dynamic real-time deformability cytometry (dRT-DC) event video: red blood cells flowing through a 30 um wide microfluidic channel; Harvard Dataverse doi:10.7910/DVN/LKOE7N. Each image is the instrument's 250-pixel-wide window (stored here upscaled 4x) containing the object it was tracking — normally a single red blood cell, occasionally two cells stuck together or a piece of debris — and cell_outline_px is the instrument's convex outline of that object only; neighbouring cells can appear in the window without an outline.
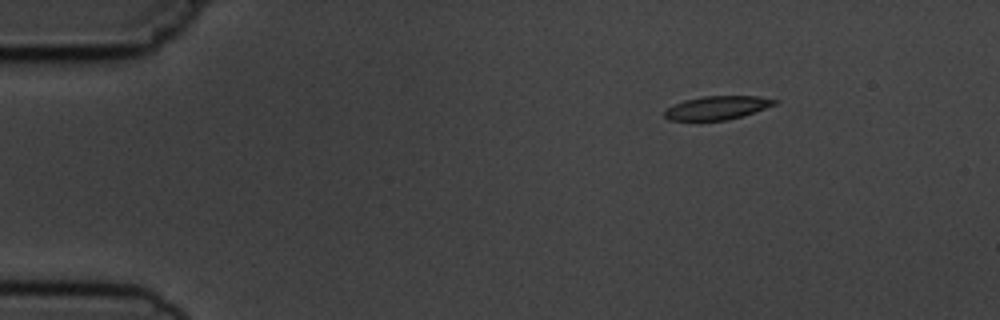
{"species": "common noctule bat (a hibernating species)", "species_latin": "Nyctalus noctula", "temperature_condition": "cold", "stored_images_in_passage": 6, "camera_frame_rate_fps": 3000, "um_per_image_px": 0.085, "animal": {"sex": "male", "body_mass_g": 19.5, "forearm_length_mm": 54.6}, "frame": {"image": 1, "passage_image": 1, "time_ms": 0.0, "image_size_px": [1000, 320], "cell_outline_px": [[780, 100], [776, 104], [744, 116], [728, 120], [668, 120], [664, 116], [664, 112], [668, 108], [684, 100], [704, 96], [760, 96]], "centroid_in_image_um": [61.01, 9.16], "position_along_channel_um": 24.0, "area_um2": 15.09}}
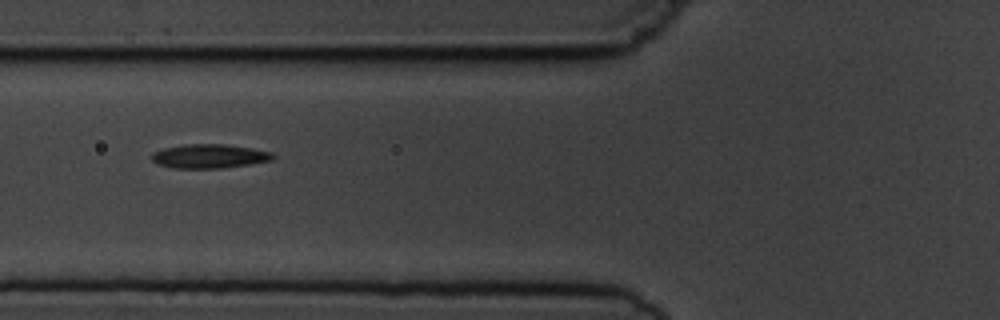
{"frame": {"image": 2, "passage_image": 4, "time_ms": 4.333, "image_size_px": [1000, 320], "cell_outline_px": [[276, 156], [272, 160], [248, 164], [220, 168], [172, 168], [156, 164], [152, 160], [152, 152], [164, 148], [184, 144], [224, 144], [272, 152]], "centroid_in_image_um": [17.75, 13.28], "position_along_channel_um": 108.1, "area_um2": 16.88}}
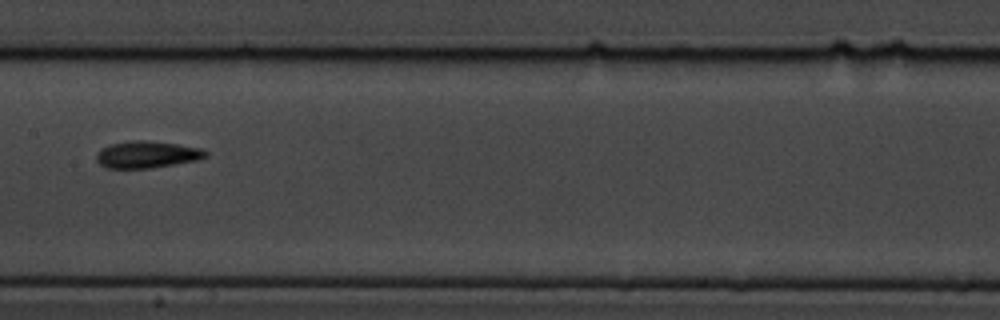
{"frame": {"image": 3, "passage_image": 6, "time_ms": 6.667, "image_size_px": [1000, 320], "cell_outline_px": [[208, 156], [196, 160], [152, 168], [104, 168], [96, 160], [96, 152], [100, 148], [108, 144], [132, 140], [148, 140], [176, 144], [200, 148], [208, 152]], "centroid_in_image_um": [12.43, 13.13], "position_along_channel_um": 195.0, "area_um2": 17.28}}